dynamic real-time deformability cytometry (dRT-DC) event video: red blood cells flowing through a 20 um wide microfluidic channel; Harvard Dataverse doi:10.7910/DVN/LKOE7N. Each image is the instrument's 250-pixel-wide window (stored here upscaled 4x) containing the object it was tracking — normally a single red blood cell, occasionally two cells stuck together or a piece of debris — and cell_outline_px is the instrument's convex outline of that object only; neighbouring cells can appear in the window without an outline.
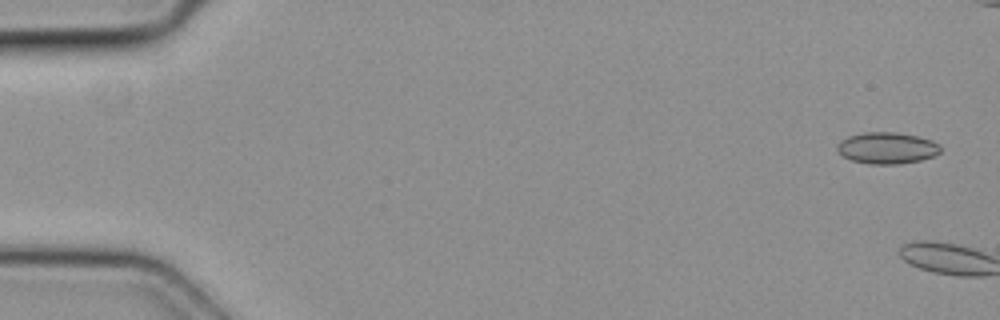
{"species": "common noctule bat (a hibernating species)", "species_latin": "Nyctalus noctula", "temperature_condition": "cold", "stored_images_in_passage": 2, "camera_frame_rate_fps": 3000, "um_per_image_px": 0.085, "animal": {"sex": "female", "body_mass_g": 19.3, "forearm_length_mm": 54.1}, "frame": {"image": 1, "passage_image": 1, "time_ms": 0.0, "image_size_px": [1000, 320], "cell_outline_px": [[940, 152], [932, 156], [920, 160], [900, 164], [868, 164], [852, 160], [844, 156], [836, 148], [836, 144], [840, 140], [848, 136], [864, 132], [896, 132], [916, 136], [932, 140], [940, 144]], "centroid_in_image_um": [75.38, 12.57], "position_along_channel_um": 9.6, "area_um2": 18.96}}